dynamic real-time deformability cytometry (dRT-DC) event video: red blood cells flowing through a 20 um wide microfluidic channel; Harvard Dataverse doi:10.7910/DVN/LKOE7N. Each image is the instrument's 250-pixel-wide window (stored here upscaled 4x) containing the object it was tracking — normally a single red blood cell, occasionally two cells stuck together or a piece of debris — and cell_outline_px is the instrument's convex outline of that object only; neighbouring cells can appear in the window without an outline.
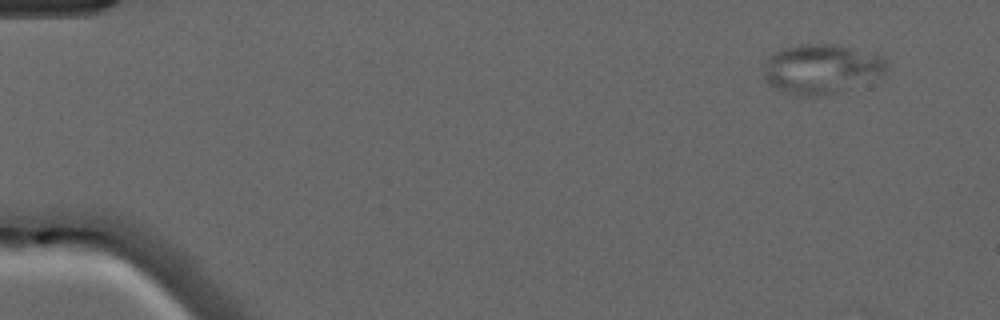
{"species": "common noctule bat (a hibernating species)", "species_latin": "Nyctalus noctula", "temperature_condition": "warm", "stored_images_in_passage": 6, "camera_frame_rate_fps": 3000, "um_per_image_px": 0.085, "animal": {"sex": "male", "forearm_length_mm": 52.5}, "frame": {"image": 1, "passage_image": 1, "time_ms": 0.0, "image_size_px": [1000, 320], "cell_outline_px": [[888, 68], [884, 72], [836, 92], [816, 96], [792, 96], [768, 84], [764, 80], [764, 60], [768, 56], [784, 48], [800, 44], [832, 44], [876, 52], [884, 56], [888, 64]], "centroid_in_image_um": [69.76, 5.83], "position_along_channel_um": 15.2, "area_um2": 35.37}}
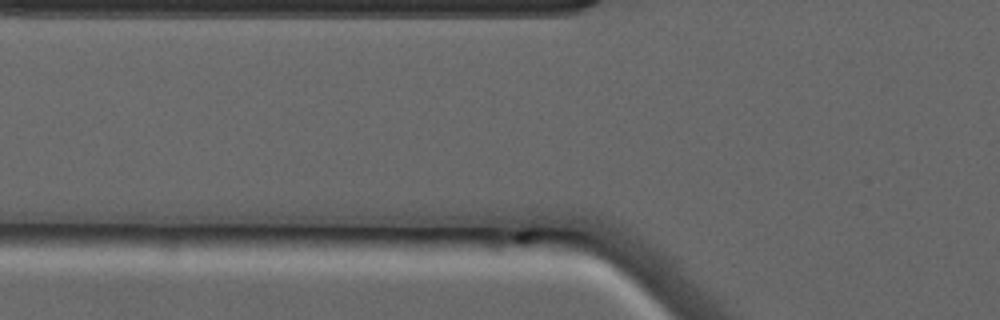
{"frame": {"image": 2, "passage_image": 3, "time_ms": 0.667, "image_size_px": [1000, 320], "cell_outline_px": [[588, 228], [580, 232], [520, 244], [392, 232], [440, 204], [460, 204], [560, 208], [568, 212]], "centroid_in_image_um": [42.0, 18.97], "position_along_channel_um": 83.8, "area_um2": 38.73}}